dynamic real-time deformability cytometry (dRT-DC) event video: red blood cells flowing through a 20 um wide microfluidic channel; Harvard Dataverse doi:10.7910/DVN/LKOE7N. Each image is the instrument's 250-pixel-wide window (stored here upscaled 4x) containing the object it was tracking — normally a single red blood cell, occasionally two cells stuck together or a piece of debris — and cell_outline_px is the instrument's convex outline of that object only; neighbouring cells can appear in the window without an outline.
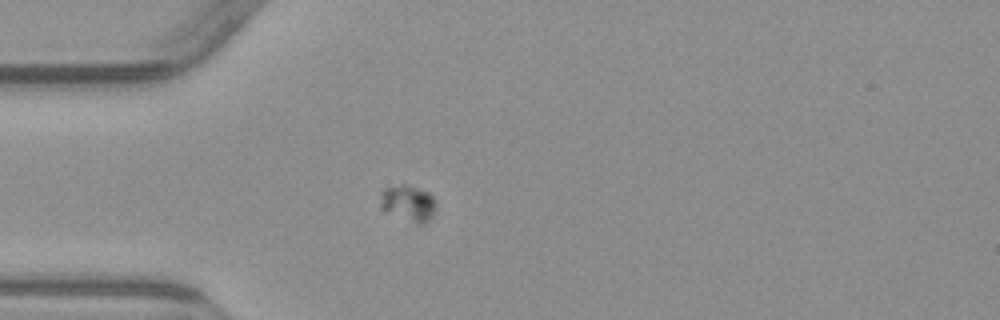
{"species": "common noctule bat (a hibernating species)", "species_latin": "Nyctalus noctula", "temperature_condition": "warm", "stored_images_in_passage": 7, "camera_frame_rate_fps": 3000, "um_per_image_px": 0.085, "animal": {"sex": "male", "body_mass_g": 23.1, "forearm_length_mm": 52.7}, "frame": {"image": 1, "passage_image": 6, "time_ms": 6.0, "image_size_px": [1000, 320], "cell_outline_px": [[436, 204], [432, 216], [424, 224], [416, 224], [384, 208], [380, 196], [380, 192], [384, 188], [400, 184], [408, 184], [428, 192], [432, 196]], "centroid_in_image_um": [34.74, 17.23], "position_along_channel_um": 50.3, "area_um2": 11.33}}